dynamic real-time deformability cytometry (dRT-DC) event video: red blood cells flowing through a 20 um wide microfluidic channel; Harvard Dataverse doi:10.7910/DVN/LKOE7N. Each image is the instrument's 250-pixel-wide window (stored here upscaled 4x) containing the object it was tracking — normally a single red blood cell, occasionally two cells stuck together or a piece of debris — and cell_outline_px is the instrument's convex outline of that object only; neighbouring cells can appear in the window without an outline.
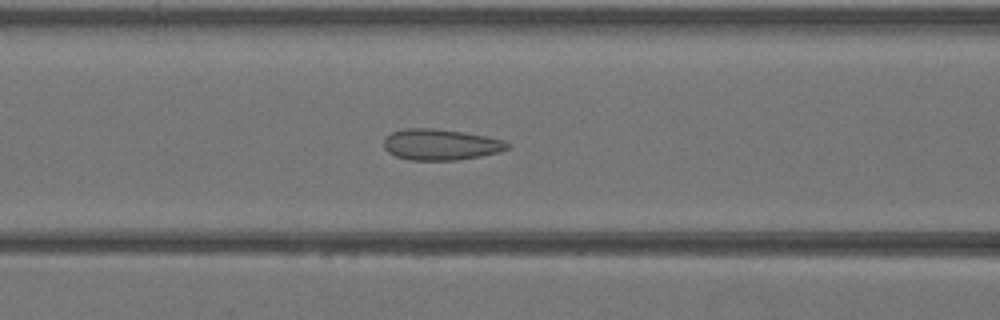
{"species": "Egyptian fruit bat (a non-hibernating species)", "species_latin": "Rousettus aegyptiacus", "temperature_condition": "warm", "stored_images_in_passage": 42, "camera_frame_rate_fps": 3000, "um_per_image_px": 0.085, "animal": {"sex": "female"}, "frame": {"image": 1, "passage_image": 18, "time_ms": 5.667, "image_size_px": [1000, 320], "cell_outline_px": [[512, 148], [500, 152], [480, 156], [456, 160], [408, 160], [396, 156], [388, 152], [384, 148], [384, 140], [392, 132], [404, 128], [432, 128], [464, 132], [504, 140]], "centroid_in_image_um": [37.46, 12.29], "position_along_channel_um": 129.1, "area_um2": 22.37}}
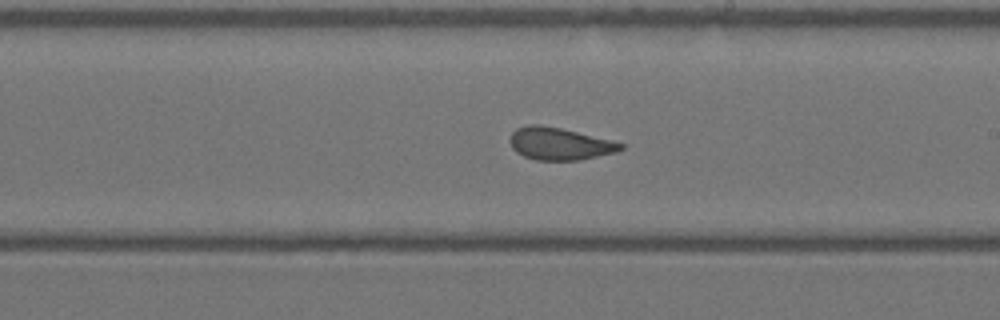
{"frame": {"image": 2, "passage_image": 25, "time_ms": 8.0, "image_size_px": [1000, 320], "cell_outline_px": [[624, 148], [616, 152], [580, 160], [536, 160], [524, 156], [516, 152], [512, 148], [508, 140], [512, 132], [516, 128], [528, 124], [540, 124], [560, 128], [612, 140], [624, 144]], "centroid_in_image_um": [47.53, 12.21], "position_along_channel_um": 241.5, "area_um2": 20.98}}
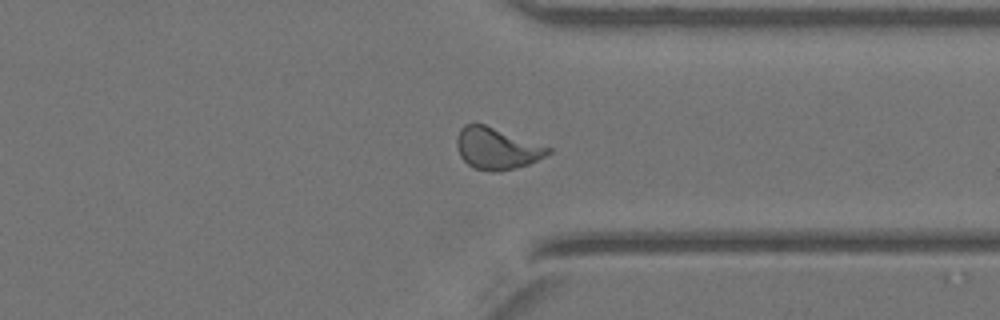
{"frame": {"image": 3, "passage_image": 33, "time_ms": 10.667, "image_size_px": [1000, 320], "cell_outline_px": [[552, 152], [528, 164], [500, 172], [492, 172], [476, 168], [468, 164], [460, 156], [456, 148], [456, 136], [460, 128], [464, 124], [484, 124], [552, 148]], "centroid_in_image_um": [42.19, 12.62], "position_along_channel_um": 369.2, "area_um2": 22.02}}